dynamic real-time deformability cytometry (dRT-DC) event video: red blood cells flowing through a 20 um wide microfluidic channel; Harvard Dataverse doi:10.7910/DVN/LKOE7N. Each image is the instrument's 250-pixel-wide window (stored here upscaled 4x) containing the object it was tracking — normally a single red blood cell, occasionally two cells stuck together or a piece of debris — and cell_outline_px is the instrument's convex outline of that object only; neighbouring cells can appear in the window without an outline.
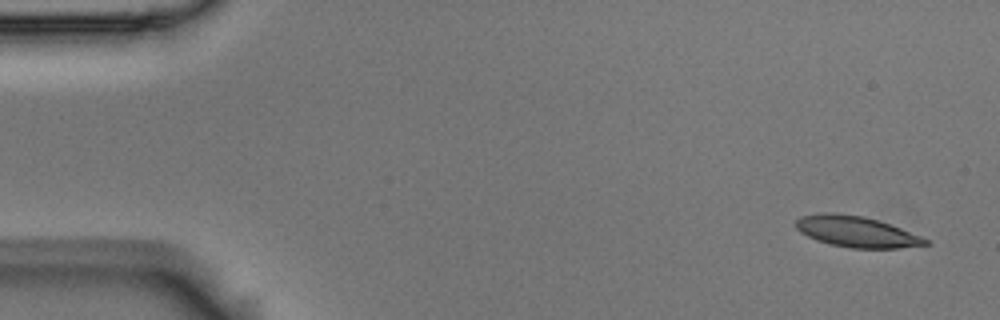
{"species": "Egyptian fruit bat (a non-hibernating species)", "species_latin": "Rousettus aegyptiacus", "temperature_condition": "room temperature", "stored_images_in_passage": 3, "camera_frame_rate_fps": 3000, "um_per_image_px": 0.085, "animal": {"sex": "male"}, "frame": {"image": 1, "passage_image": 1, "time_ms": 0.0, "image_size_px": [1000, 320], "cell_outline_px": [[932, 244], [896, 248], [852, 248], [828, 244], [816, 240], [800, 232], [796, 228], [796, 220], [800, 216], [820, 212], [832, 212], [864, 216], [900, 228], [932, 240]], "centroid_in_image_um": [72.79, 19.69], "position_along_channel_um": 12.2, "area_um2": 23.47}}